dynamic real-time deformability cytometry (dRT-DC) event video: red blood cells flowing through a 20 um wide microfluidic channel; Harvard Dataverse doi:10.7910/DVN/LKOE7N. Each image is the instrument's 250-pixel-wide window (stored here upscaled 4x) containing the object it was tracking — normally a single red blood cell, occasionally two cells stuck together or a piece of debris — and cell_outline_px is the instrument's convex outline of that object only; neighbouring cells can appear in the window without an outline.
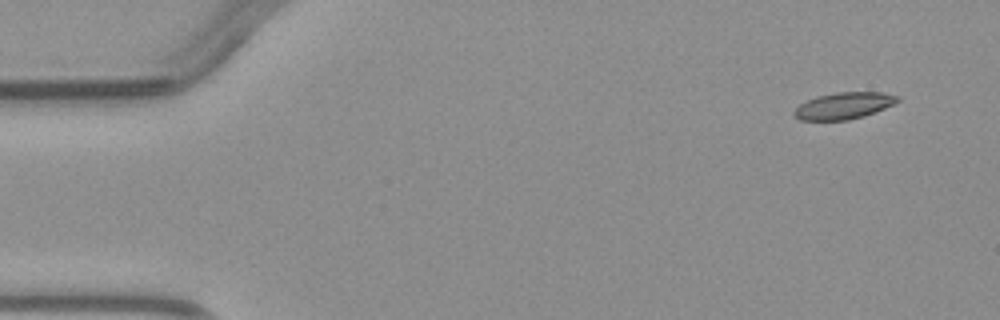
{"species": "common noctule bat (a hibernating species)", "species_latin": "Nyctalus noctula", "temperature_condition": "warm", "stored_images_in_passage": 4, "camera_frame_rate_fps": 3000, "um_per_image_px": 0.085, "animal": {"sex": "male", "body_mass_g": 23.1, "forearm_length_mm": 52.7}, "frame": {"image": 1, "passage_image": 1, "time_ms": 0.0, "image_size_px": [1000, 320], "cell_outline_px": [[900, 100], [884, 108], [864, 116], [848, 120], [800, 120], [792, 112], [800, 104], [816, 96], [836, 92], [884, 92], [900, 96]], "centroid_in_image_um": [71.73, 8.98], "position_along_channel_um": 13.3, "area_um2": 16.01}}
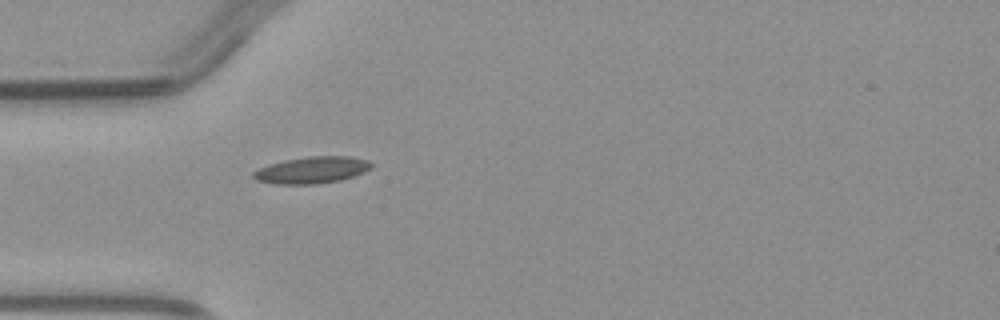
{"frame": {"image": 2, "passage_image": 4, "time_ms": 3.667, "image_size_px": [1000, 320], "cell_outline_px": [[376, 164], [372, 168], [364, 172], [340, 180], [316, 184], [272, 184], [256, 180], [252, 176], [252, 172], [268, 164], [284, 160], [308, 156], [348, 156], [368, 160]], "centroid_in_image_um": [26.52, 14.45], "position_along_channel_um": 58.5, "area_um2": 18.55}}